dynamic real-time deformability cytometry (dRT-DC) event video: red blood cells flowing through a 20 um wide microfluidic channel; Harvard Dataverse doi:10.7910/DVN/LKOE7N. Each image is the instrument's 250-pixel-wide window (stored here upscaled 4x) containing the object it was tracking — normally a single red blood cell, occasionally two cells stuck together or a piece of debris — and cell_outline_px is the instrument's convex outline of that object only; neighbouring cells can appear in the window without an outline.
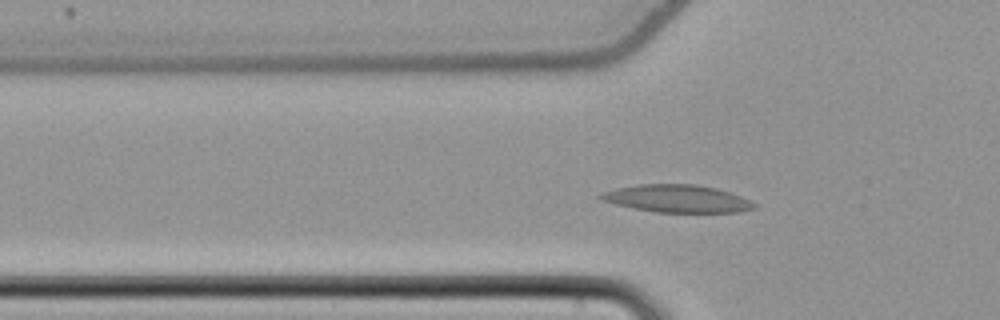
{"species": "common noctule bat (a hibernating species)", "species_latin": "Nyctalus noctula", "temperature_condition": "cold", "stored_images_in_passage": 51, "camera_frame_rate_fps": 3000, "um_per_image_px": 0.085, "animal": {"sex": "female", "body_mass_g": 22.7, "forearm_length_mm": 54.2}, "frame": {"image": 1, "passage_image": 15, "time_ms": 4.667, "image_size_px": [1000, 320], "cell_outline_px": [[756, 208], [740, 212], [656, 212], [616, 204], [600, 200], [596, 196], [600, 192], [616, 188], [640, 184], [696, 184], [716, 188], [740, 196], [756, 204]], "centroid_in_image_um": [57.52, 16.88], "position_along_channel_um": 68.3, "area_um2": 24.57}}
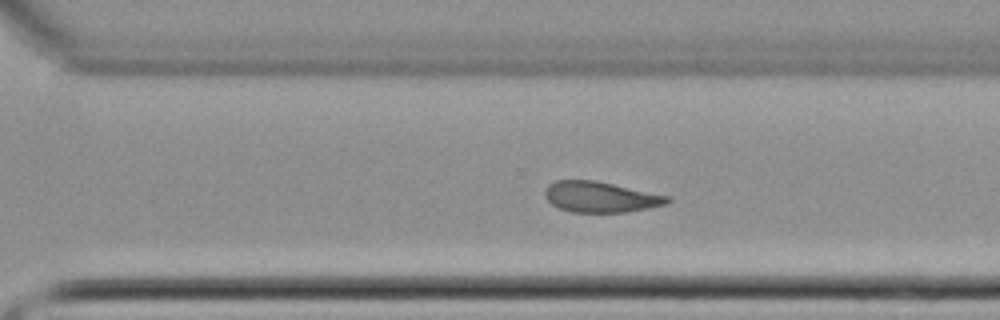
{"frame": {"image": 2, "passage_image": 35, "time_ms": 11.333, "image_size_px": [1000, 320], "cell_outline_px": [[672, 200], [668, 204], [628, 212], [572, 212], [560, 208], [552, 204], [544, 196], [544, 188], [548, 184], [556, 180], [596, 180], [672, 196]], "centroid_in_image_um": [51.08, 16.73], "position_along_channel_um": 319.5, "area_um2": 22.25}}
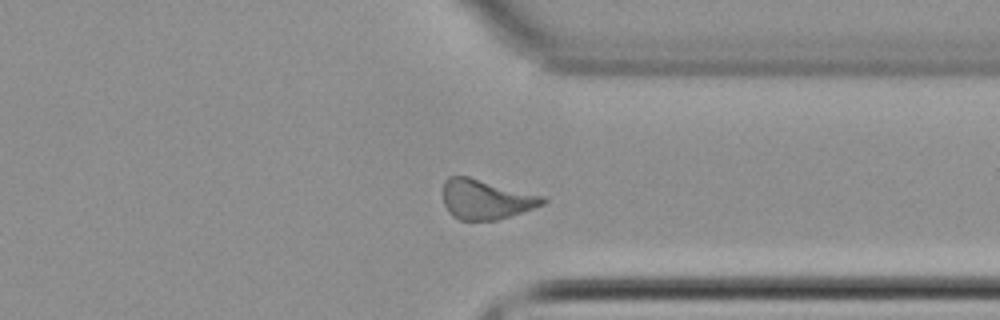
{"frame": {"image": 3, "passage_image": 39, "time_ms": 12.667, "image_size_px": [1000, 320], "cell_outline_px": [[548, 200], [544, 204], [496, 220], [460, 220], [452, 216], [448, 212], [444, 204], [444, 180], [448, 176], [468, 176], [544, 196]], "centroid_in_image_um": [41.28, 16.93], "position_along_channel_um": 370.1, "area_um2": 22.95}}